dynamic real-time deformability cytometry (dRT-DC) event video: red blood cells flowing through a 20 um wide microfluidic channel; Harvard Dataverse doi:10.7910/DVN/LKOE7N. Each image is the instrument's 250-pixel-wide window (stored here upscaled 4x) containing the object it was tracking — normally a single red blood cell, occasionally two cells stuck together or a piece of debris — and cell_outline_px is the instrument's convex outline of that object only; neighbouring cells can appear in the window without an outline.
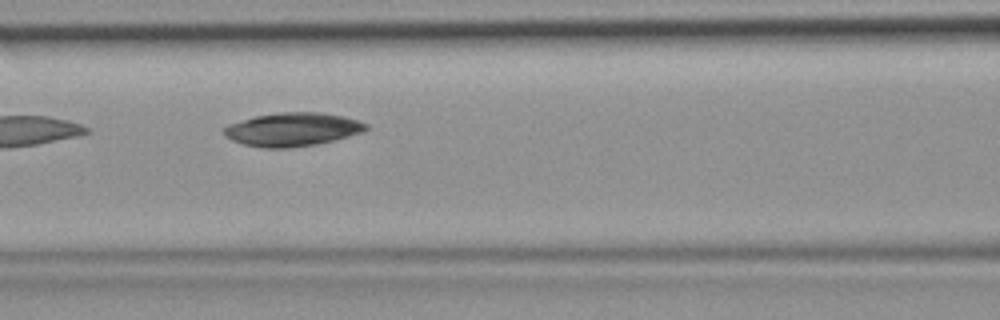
{"species": "common noctule bat (a hibernating species)", "species_latin": "Nyctalus noctula", "temperature_condition": "room temperature", "stored_images_in_passage": 4, "camera_frame_rate_fps": 3000, "um_per_image_px": 0.085, "animal": {"sex": "female", "body_mass_g": 19.9}, "frame": {"image": 1, "passage_image": 3, "time_ms": 0.667, "image_size_px": [1000, 320], "cell_outline_px": [[368, 128], [364, 132], [316, 144], [288, 148], [264, 148], [244, 144], [232, 140], [224, 136], [224, 128], [228, 124], [256, 116], [280, 112], [320, 112], [344, 116], [368, 124]], "centroid_in_image_um": [24.86, 11.0], "position_along_channel_um": 141.7, "area_um2": 27.57}}